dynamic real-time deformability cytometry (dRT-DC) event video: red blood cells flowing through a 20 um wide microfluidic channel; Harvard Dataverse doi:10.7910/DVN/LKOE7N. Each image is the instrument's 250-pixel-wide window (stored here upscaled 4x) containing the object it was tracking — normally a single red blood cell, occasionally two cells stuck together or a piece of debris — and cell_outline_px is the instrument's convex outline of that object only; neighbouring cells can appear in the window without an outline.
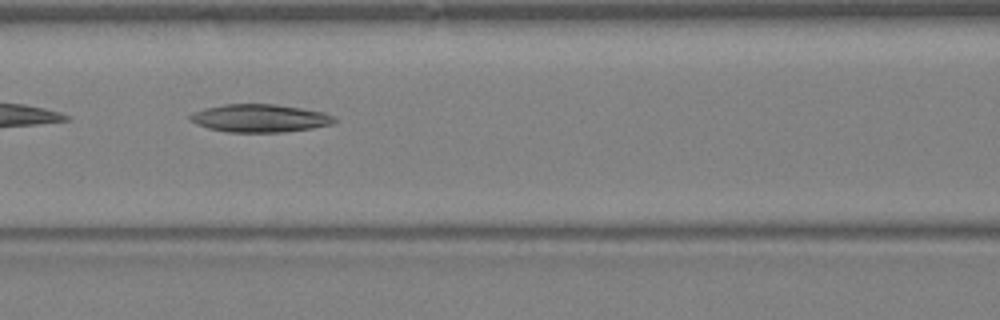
{"species": "Egyptian fruit bat (a non-hibernating species)", "species_latin": "Rousettus aegyptiacus", "temperature_condition": "warm", "stored_images_in_passage": 32, "camera_frame_rate_fps": 3000, "um_per_image_px": 0.085, "animal": {"sex": "female"}, "frame": {"image": 1, "passage_image": 16, "time_ms": 5.0, "image_size_px": [1000, 320], "cell_outline_px": [[336, 120], [332, 124], [312, 128], [280, 132], [228, 132], [208, 128], [196, 124], [188, 120], [188, 116], [192, 112], [204, 108], [224, 104], [276, 104], [324, 112], [336, 116]], "centroid_in_image_um": [22.05, 10.04], "position_along_channel_um": 144.5, "area_um2": 23.58}}
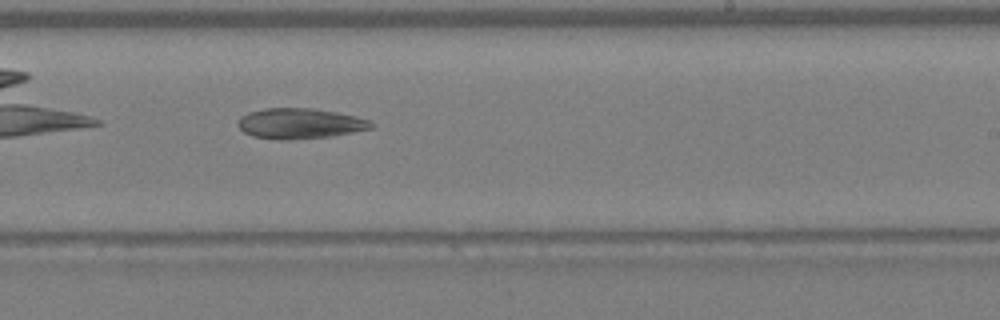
{"frame": {"image": 2, "passage_image": 23, "time_ms": 7.333, "image_size_px": [1000, 320], "cell_outline_px": [[372, 128], [332, 136], [288, 140], [276, 140], [252, 136], [244, 132], [236, 124], [240, 116], [248, 112], [264, 108], [312, 108], [336, 112], [356, 116], [368, 120], [372, 124]], "centroid_in_image_um": [25.43, 10.5], "position_along_channel_um": 263.6, "area_um2": 23.7}}
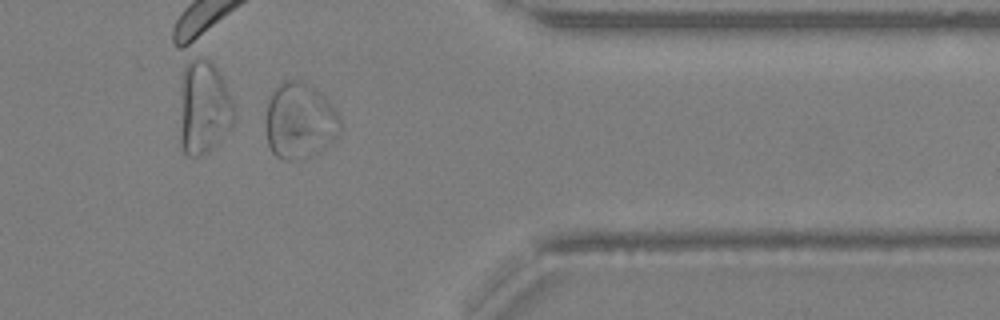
{"frame": {"image": 3, "passage_image": 31, "time_ms": 10.0, "image_size_px": [1000, 320], "cell_outline_px": [[340, 128], [336, 136], [328, 144], [288, 160], [284, 160], [276, 156], [272, 152], [268, 144], [264, 128], [264, 120], [268, 100], [272, 88], [284, 80], [304, 80], [324, 92], [336, 108], [340, 116]], "centroid_in_image_um": [25.43, 10.13], "position_along_channel_um": 386.0, "area_um2": 33.18}}